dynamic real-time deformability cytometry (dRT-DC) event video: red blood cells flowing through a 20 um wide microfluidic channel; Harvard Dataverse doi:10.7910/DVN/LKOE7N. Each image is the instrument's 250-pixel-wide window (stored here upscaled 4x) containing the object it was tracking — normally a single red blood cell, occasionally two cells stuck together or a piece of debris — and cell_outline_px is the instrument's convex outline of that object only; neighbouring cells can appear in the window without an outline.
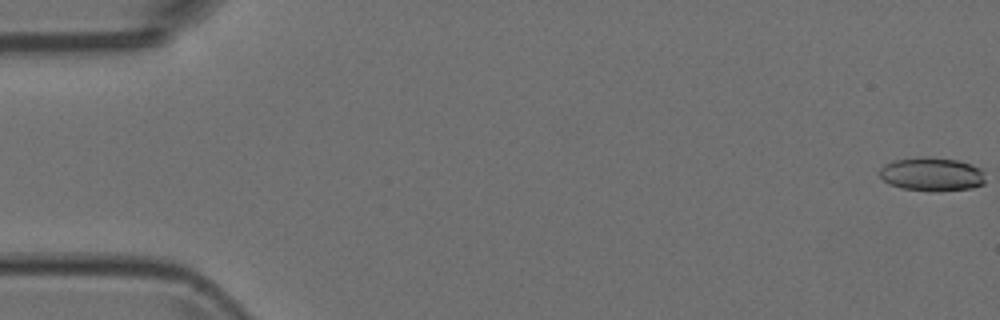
{"species": "Egyptian fruit bat (a non-hibernating species)", "species_latin": "Rousettus aegyptiacus", "temperature_condition": "room temperature", "stored_images_in_passage": 6, "camera_frame_rate_fps": 3000, "um_per_image_px": 0.085, "animal": {"sex": "female"}, "frame": {"image": 1, "passage_image": 1, "time_ms": 0.0, "image_size_px": [1000, 320], "cell_outline_px": [[984, 184], [972, 188], [900, 188], [888, 184], [880, 176], [880, 168], [884, 164], [892, 160], [920, 156], [928, 156], [956, 160], [972, 164], [980, 168], [984, 172]], "centroid_in_image_um": [79.17, 14.74], "position_along_channel_um": 5.8, "area_um2": 20.11}}
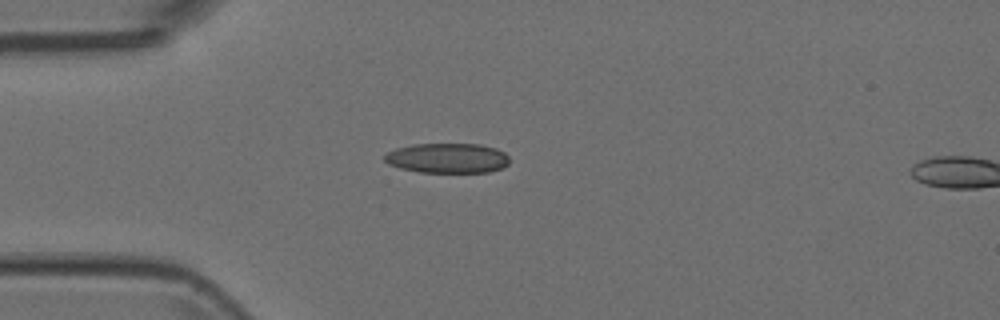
{"frame": {"image": 2, "passage_image": 5, "time_ms": 1.333, "image_size_px": [1000, 320], "cell_outline_px": [[508, 164], [500, 168], [488, 172], [420, 172], [400, 168], [388, 164], [384, 160], [384, 156], [388, 152], [396, 148], [412, 144], [480, 144], [496, 148], [504, 152], [508, 156]], "centroid_in_image_um": [38.02, 13.43], "position_along_channel_um": 47.0, "area_um2": 21.73}}